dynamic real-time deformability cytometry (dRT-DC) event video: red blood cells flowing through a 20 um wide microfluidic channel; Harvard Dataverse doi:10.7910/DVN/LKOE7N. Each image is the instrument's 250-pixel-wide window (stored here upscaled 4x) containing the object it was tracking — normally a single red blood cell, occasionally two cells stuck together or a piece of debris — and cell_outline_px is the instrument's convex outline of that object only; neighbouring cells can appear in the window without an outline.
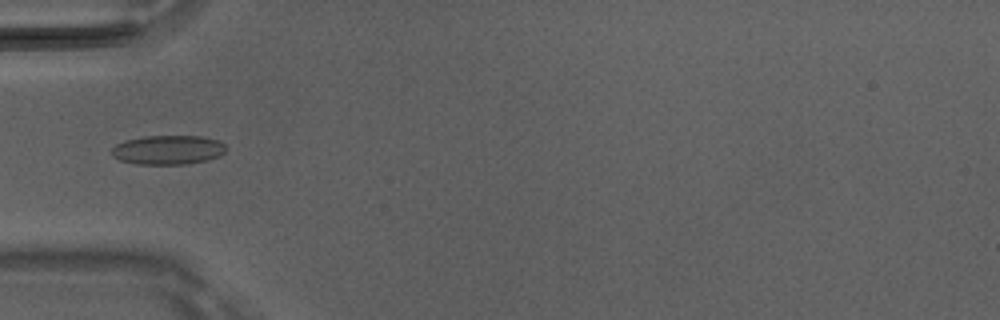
{"species": "Egyptian fruit bat (a non-hibernating species)", "species_latin": "Rousettus aegyptiacus", "temperature_condition": "room temperature", "stored_images_in_passage": 5, "camera_frame_rate_fps": 3000, "um_per_image_px": 0.085, "animal": {"sex": "male"}, "frame": {"image": 1, "passage_image": 5, "time_ms": 1.333, "image_size_px": [1000, 320], "cell_outline_px": [[228, 148], [220, 156], [208, 160], [188, 164], [136, 164], [120, 160], [112, 156], [112, 148], [116, 144], [124, 140], [144, 136], [204, 136], [220, 140]], "centroid_in_image_um": [14.32, 12.73], "position_along_channel_um": 70.7, "area_um2": 19.77}}